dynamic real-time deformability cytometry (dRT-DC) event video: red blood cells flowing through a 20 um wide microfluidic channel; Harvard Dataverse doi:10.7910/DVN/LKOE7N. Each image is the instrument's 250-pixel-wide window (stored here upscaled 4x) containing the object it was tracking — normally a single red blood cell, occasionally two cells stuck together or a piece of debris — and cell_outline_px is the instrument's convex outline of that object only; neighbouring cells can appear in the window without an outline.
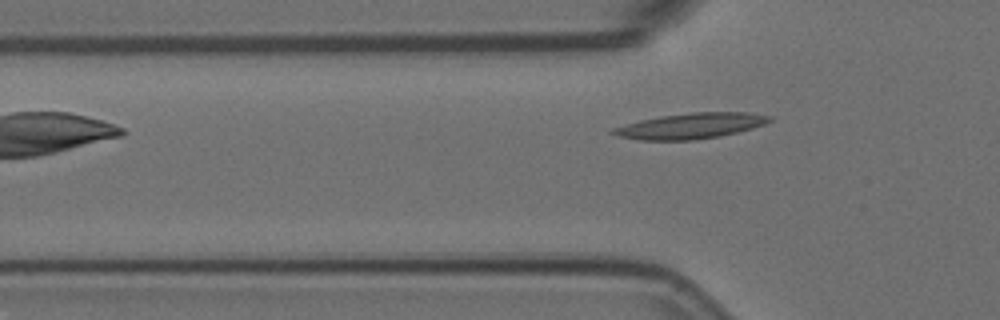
{"species": "Egyptian fruit bat (a non-hibernating species)", "species_latin": "Rousettus aegyptiacus", "temperature_condition": "room temperature", "stored_images_in_passage": 3, "camera_frame_rate_fps": 3000, "um_per_image_px": 0.085, "animal": {"sex": "female"}, "frame": {"image": 1, "passage_image": 3, "time_ms": 0.667, "image_size_px": [1000, 320], "cell_outline_px": [[772, 120], [764, 124], [752, 128], [720, 136], [692, 140], [640, 140], [620, 136], [608, 132], [612, 128], [640, 120], [660, 116], [692, 112], [748, 112], [772, 116]], "centroid_in_image_um": [58.71, 10.69], "position_along_channel_um": 67.1, "area_um2": 23.24}}